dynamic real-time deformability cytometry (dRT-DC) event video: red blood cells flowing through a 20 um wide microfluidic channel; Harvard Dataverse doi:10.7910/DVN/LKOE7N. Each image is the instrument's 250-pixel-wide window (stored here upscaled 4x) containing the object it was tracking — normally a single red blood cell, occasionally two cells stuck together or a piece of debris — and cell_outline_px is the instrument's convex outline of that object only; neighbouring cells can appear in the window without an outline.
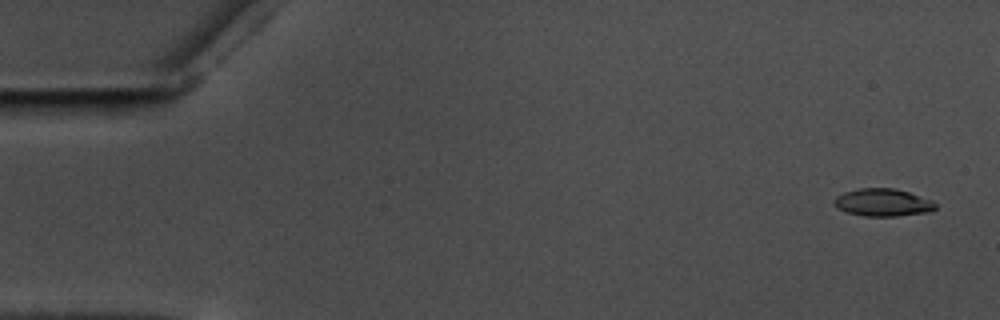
{"species": "common noctule bat (a hibernating species)", "species_latin": "Nyctalus noctula", "temperature_condition": "warm", "stored_images_in_passage": 15, "camera_frame_rate_fps": 3000, "um_per_image_px": 0.085, "animal": {"sex": "male", "body_mass_g": 17.5, "forearm_length_mm": 52.3}, "frame": {"image": 1, "passage_image": 3, "time_ms": 0.667, "image_size_px": [1000, 320], "cell_outline_px": [[936, 208], [928, 212], [896, 216], [864, 216], [848, 212], [836, 208], [836, 196], [844, 192], [860, 188], [896, 188], [932, 200], [936, 204]], "centroid_in_image_um": [75.06, 17.21], "position_along_channel_um": 9.9, "area_um2": 16.13}}